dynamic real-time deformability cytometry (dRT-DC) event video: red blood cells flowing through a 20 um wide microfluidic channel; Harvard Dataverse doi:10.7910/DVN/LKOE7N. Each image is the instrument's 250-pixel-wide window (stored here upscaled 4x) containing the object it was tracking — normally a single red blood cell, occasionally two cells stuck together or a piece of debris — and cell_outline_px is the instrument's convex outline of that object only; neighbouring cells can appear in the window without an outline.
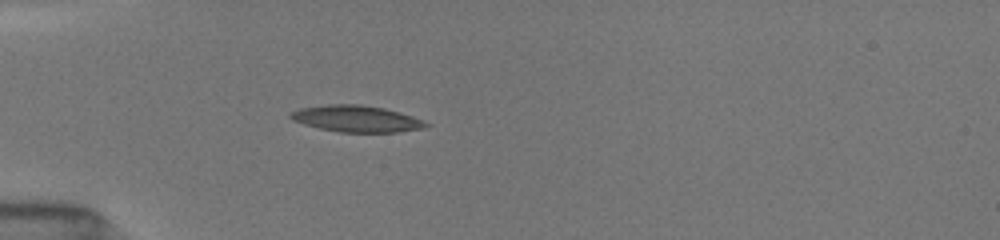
{"species": "common noctule bat (a hibernating species)", "species_latin": "Nyctalus noctula", "temperature_condition": "room temperature", "stored_images_in_passage": 52, "camera_frame_rate_fps": 3000, "um_per_image_px": 0.085, "animal": {"sex": "female", "body_mass_g": 19.5, "forearm_length_mm": 54.1}, "frame": {"image": 1, "passage_image": 9, "time_ms": 2.0, "image_size_px": [1000, 240], "cell_outline_px": [[432, 124], [420, 128], [396, 132], [340, 132], [320, 128], [304, 124], [292, 120], [288, 116], [292, 112], [300, 108], [328, 104], [360, 104], [384, 108], [400, 112], [424, 120]], "centroid_in_image_um": [30.3, 10.08], "position_along_channel_um": 54.7, "area_um2": 20.81}}
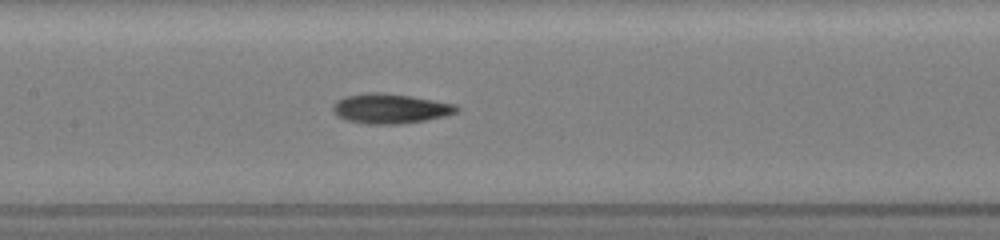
{"frame": {"image": 2, "passage_image": 20, "time_ms": 5.333, "image_size_px": [1000, 240], "cell_outline_px": [[460, 108], [456, 112], [444, 116], [424, 120], [400, 124], [364, 124], [348, 120], [336, 116], [332, 112], [332, 104], [336, 100], [344, 96], [368, 92], [384, 92], [456, 104]], "centroid_in_image_um": [33.1, 9.22], "position_along_channel_um": 174.3, "area_um2": 21.56}}
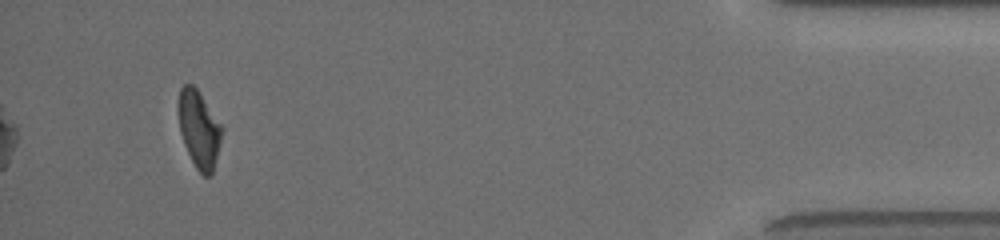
{"frame": {"image": 3, "passage_image": 48, "time_ms": 13.0, "image_size_px": [1000, 240], "cell_outline_px": [[224, 128], [212, 172], [208, 176], [204, 176], [196, 168], [184, 144], [180, 132], [176, 104], [180, 88], [184, 84], [192, 84], [196, 88]], "centroid_in_image_um": [16.88, 10.93], "position_along_channel_um": 418.3, "area_um2": 19.54}, "authors_computed_cell_mechanics": {"area_um2": 20.23, "velocity_mm_per_s": 3.9941, "shape_relaxation_time_tau1_ms": 7.4599, "shape_relaxation_time_tau2_ms": 3.9753, "deformation_change_tau1": 0.2136, "deformation_change_tau2": 0.12}}